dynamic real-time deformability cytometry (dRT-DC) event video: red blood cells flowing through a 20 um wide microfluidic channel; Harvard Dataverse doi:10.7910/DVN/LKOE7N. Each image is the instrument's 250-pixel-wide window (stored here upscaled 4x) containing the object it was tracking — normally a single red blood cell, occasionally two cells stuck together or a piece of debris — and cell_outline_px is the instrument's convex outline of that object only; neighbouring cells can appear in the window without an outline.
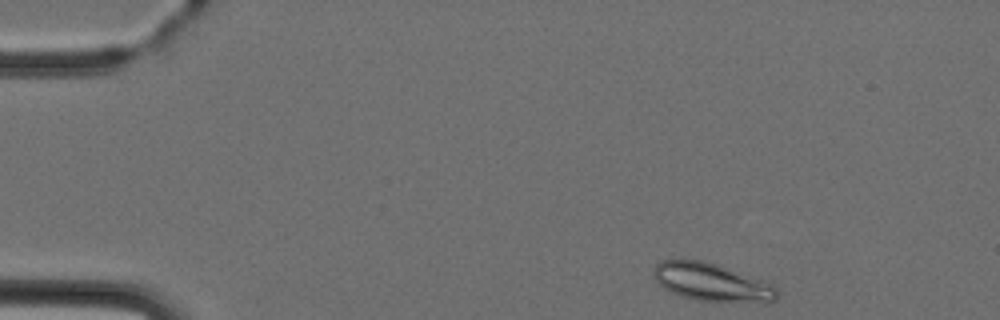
{"species": "Egyptian fruit bat (a non-hibernating species)", "species_latin": "Rousettus aegyptiacus", "temperature_condition": "cold", "stored_images_in_passage": 3, "camera_frame_rate_fps": 3000, "um_per_image_px": 0.085, "animal": {"sex": "female"}, "frame": {"image": 1, "passage_image": 1, "time_ms": 0.0, "image_size_px": [1000, 320], "cell_outline_px": [[780, 296], [776, 300], [696, 300], [680, 296], [668, 292], [652, 276], [652, 268], [660, 260], [680, 256], [704, 260], [716, 264], [772, 284], [780, 292]], "centroid_in_image_um": [60.33, 23.91], "position_along_channel_um": 24.7, "area_um2": 27.28}}